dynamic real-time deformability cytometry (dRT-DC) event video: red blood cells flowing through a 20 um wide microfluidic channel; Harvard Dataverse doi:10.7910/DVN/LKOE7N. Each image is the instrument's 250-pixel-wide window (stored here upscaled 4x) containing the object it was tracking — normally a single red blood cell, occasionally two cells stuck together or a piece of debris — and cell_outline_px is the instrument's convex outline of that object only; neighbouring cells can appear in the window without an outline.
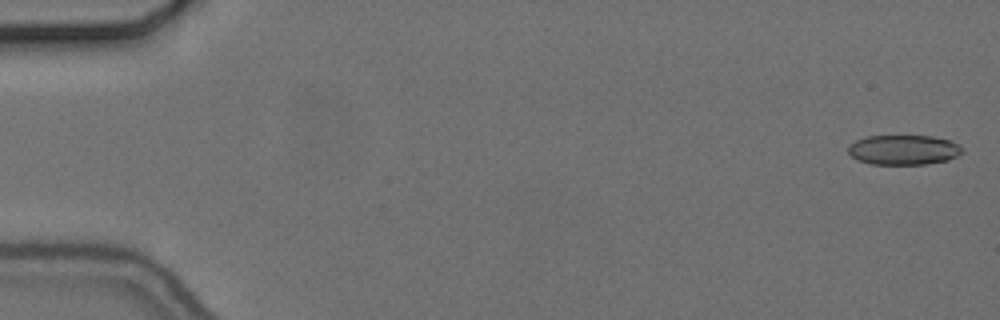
{"species": "common noctule bat (a hibernating species)", "species_latin": "Nyctalus noctula", "temperature_condition": "cold", "stored_images_in_passage": 52, "camera_frame_rate_fps": 3000, "um_per_image_px": 0.085, "animal": {"sex": "female", "body_mass_g": 24.6, "forearm_length_mm": 56.2}, "frame": {"image": 1, "passage_image": 2, "time_ms": 0.333, "image_size_px": [1000, 320], "cell_outline_px": [[964, 152], [948, 160], [924, 164], [868, 164], [856, 160], [848, 152], [848, 148], [856, 140], [868, 136], [932, 136], [948, 140], [964, 148]], "centroid_in_image_um": [76.8, 12.74], "position_along_channel_um": 8.2, "area_um2": 19.77}}
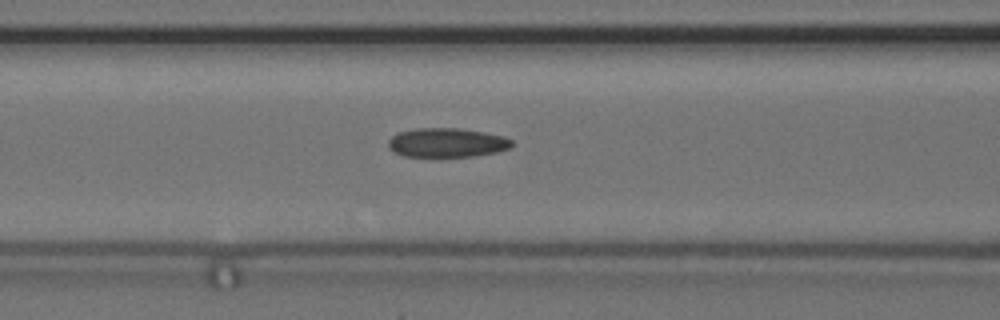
{"frame": {"image": 2, "passage_image": 24, "time_ms": 7.667, "image_size_px": [1000, 320], "cell_outline_px": [[512, 148], [496, 152], [476, 156], [404, 156], [388, 148], [388, 140], [396, 132], [416, 128], [460, 128], [484, 132], [504, 136], [512, 140]], "centroid_in_image_um": [37.99, 12.11], "position_along_channel_um": 128.6, "area_um2": 21.1}}
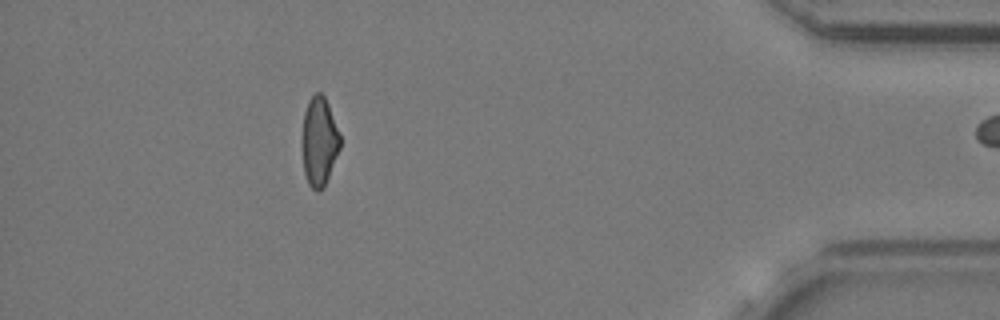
{"frame": {"image": 3, "passage_image": 51, "time_ms": 16.667, "image_size_px": [1000, 320], "cell_outline_px": [[340, 148], [324, 188], [320, 192], [316, 192], [308, 184], [304, 172], [300, 148], [300, 140], [304, 112], [308, 100], [316, 92], [320, 92], [324, 96], [328, 104], [340, 136]], "centroid_in_image_um": [27.09, 12.06], "position_along_channel_um": 408.1, "area_um2": 20.17}}